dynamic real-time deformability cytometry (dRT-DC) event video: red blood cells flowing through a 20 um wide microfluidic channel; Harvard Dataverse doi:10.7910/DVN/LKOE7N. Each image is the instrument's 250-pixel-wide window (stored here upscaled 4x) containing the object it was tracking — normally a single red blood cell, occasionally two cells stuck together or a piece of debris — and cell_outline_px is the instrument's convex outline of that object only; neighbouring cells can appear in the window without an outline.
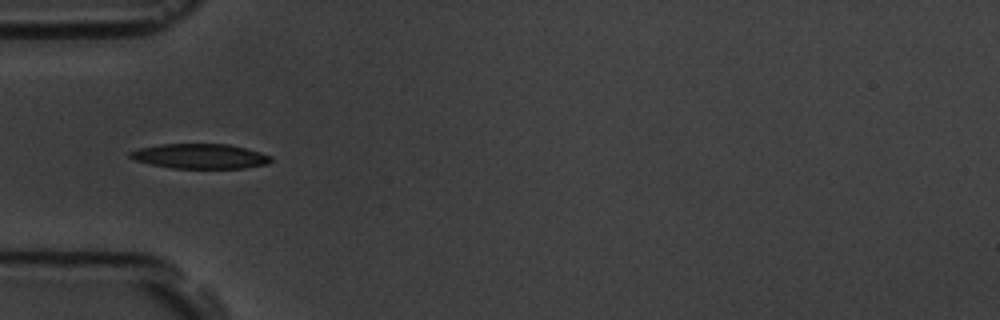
{"species": "common noctule bat (a hibernating species)", "species_latin": "Nyctalus noctula", "temperature_condition": "room temperature", "stored_images_in_passage": 9, "camera_frame_rate_fps": 3000, "um_per_image_px": 0.085, "animal": {"sex": "male", "body_mass_g": 19.5, "forearm_length_mm": 54.6}, "frame": {"image": 1, "passage_image": 1, "time_ms": 0.0, "image_size_px": [1000, 320], "cell_outline_px": [[272, 160], [268, 164], [244, 168], [172, 168], [148, 164], [136, 160], [128, 156], [128, 152], [140, 148], [160, 144], [228, 144], [260, 152], [272, 156]], "centroid_in_image_um": [17.0, 13.28], "position_along_channel_um": 68.0, "area_um2": 20.4}}
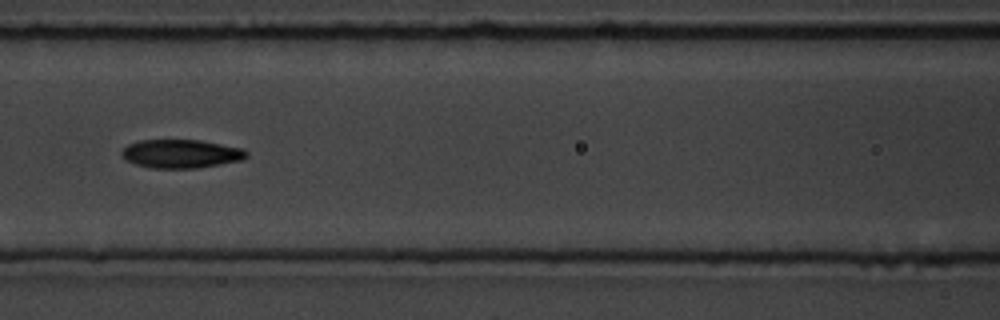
{"frame": {"image": 2, "passage_image": 3, "time_ms": 2.333, "image_size_px": [1000, 320], "cell_outline_px": [[248, 156], [244, 160], [196, 168], [148, 168], [136, 164], [120, 156], [120, 152], [128, 144], [140, 140], [200, 140], [244, 148], [248, 152]], "centroid_in_image_um": [15.41, 13.07], "position_along_channel_um": 151.2, "area_um2": 20.92}}
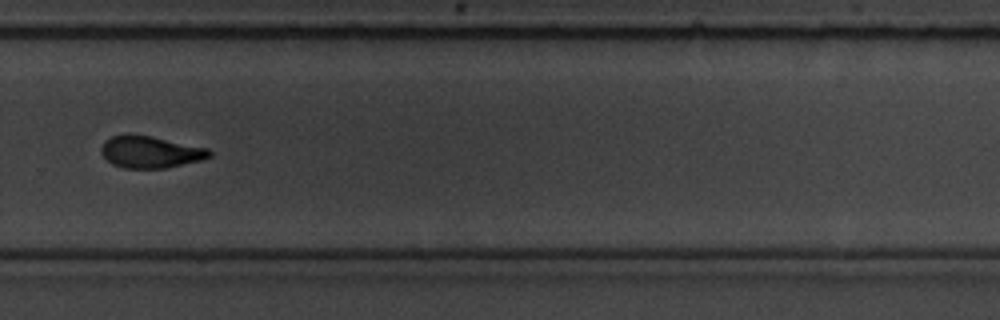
{"frame": {"image": 3, "passage_image": 7, "time_ms": 7.0, "image_size_px": [1000, 320], "cell_outline_px": [[212, 156], [200, 160], [164, 168], [124, 168], [112, 164], [100, 152], [100, 148], [104, 140], [112, 136], [128, 132], [132, 132], [152, 136], [208, 148], [212, 152]], "centroid_in_image_um": [12.74, 12.88], "position_along_channel_um": 317.1, "area_um2": 20.4}}